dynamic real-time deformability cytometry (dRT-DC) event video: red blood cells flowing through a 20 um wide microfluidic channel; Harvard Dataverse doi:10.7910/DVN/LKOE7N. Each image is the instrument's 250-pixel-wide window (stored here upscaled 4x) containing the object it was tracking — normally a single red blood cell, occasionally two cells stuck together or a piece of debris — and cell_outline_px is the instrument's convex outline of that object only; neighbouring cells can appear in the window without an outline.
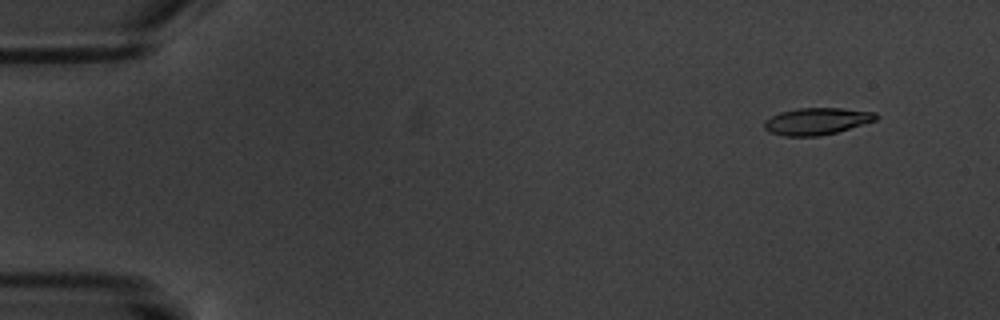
{"species": "common noctule bat (a hibernating species)", "species_latin": "Nyctalus noctula", "temperature_condition": "warm", "stored_images_in_passage": 9, "camera_frame_rate_fps": 3000, "um_per_image_px": 0.085, "animal": {"sex": "male", "body_mass_g": 20.1, "forearm_length_mm": 53.5}, "frame": {"image": 1, "passage_image": 2, "time_ms": 1.0, "image_size_px": [1000, 320], "cell_outline_px": [[880, 116], [876, 120], [836, 132], [820, 136], [784, 136], [768, 132], [764, 128], [764, 120], [780, 112], [800, 108], [840, 108], [876, 112]], "centroid_in_image_um": [69.41, 10.3], "position_along_channel_um": 15.6, "area_um2": 17.51}}
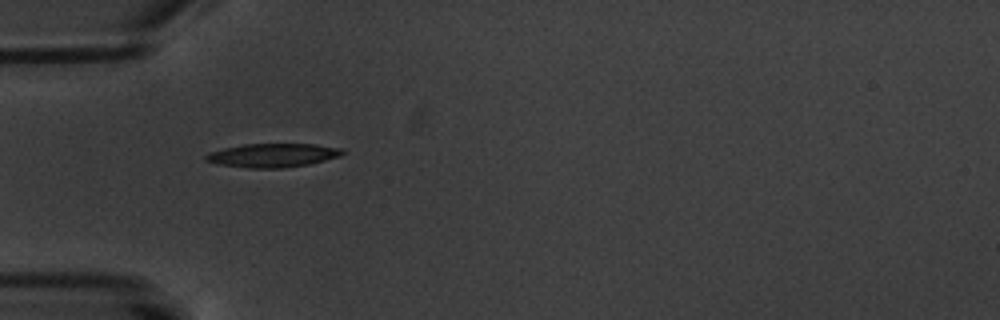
{"frame": {"image": 2, "passage_image": 6, "time_ms": 5.667, "image_size_px": [1000, 320], "cell_outline_px": [[344, 152], [340, 156], [308, 164], [284, 168], [248, 168], [216, 164], [204, 160], [204, 156], [208, 152], [224, 148], [244, 144], [316, 144], [340, 148]], "centroid_in_image_um": [23.12, 13.2], "position_along_channel_um": 61.9, "area_um2": 18.9}}